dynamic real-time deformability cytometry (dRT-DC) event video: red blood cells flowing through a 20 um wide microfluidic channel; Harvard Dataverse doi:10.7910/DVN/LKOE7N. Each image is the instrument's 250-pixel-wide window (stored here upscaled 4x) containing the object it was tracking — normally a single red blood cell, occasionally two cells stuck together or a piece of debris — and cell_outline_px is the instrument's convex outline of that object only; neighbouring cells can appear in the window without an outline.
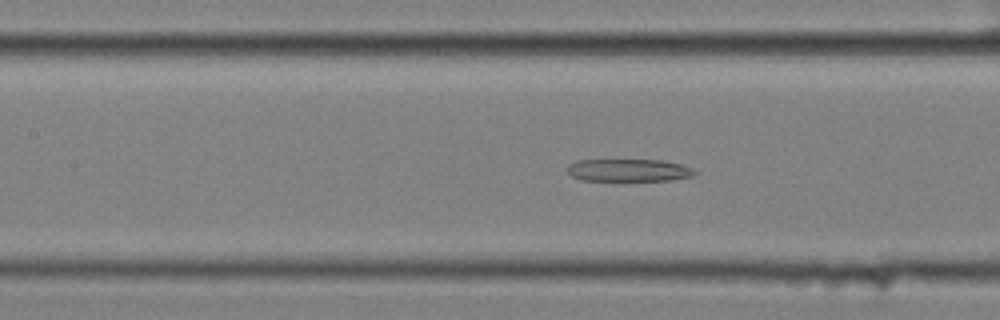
{"species": "common noctule bat (a hibernating species)", "species_latin": "Nyctalus noctula", "temperature_condition": "cold", "stored_images_in_passage": 60, "segment_of_instrument_passage": [2, 2], "camera_frame_rate_fps": 3000, "um_per_image_px": 0.085, "animal": {"sex": "female", "body_mass_g": 25.1}, "frame": {"image": 1, "passage_image": 27, "time_ms": 8.667, "image_size_px": [1000, 320], "cell_outline_px": [[700, 172], [692, 176], [672, 180], [580, 180], [572, 176], [564, 168], [568, 164], [576, 160], [660, 160], [680, 164], [692, 168]], "centroid_in_image_um": [53.41, 14.46], "position_along_channel_um": 154.0, "area_um2": 16.76}}
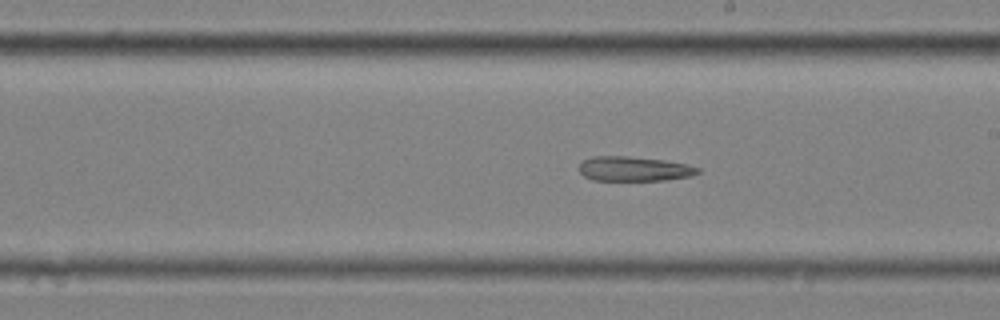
{"frame": {"image": 2, "passage_image": 34, "time_ms": 11.0, "image_size_px": [1000, 320], "cell_outline_px": [[700, 172], [692, 176], [664, 180], [592, 180], [584, 176], [580, 172], [580, 164], [584, 160], [592, 156], [628, 156], [664, 160], [684, 164], [700, 168]], "centroid_in_image_um": [53.89, 14.35], "position_along_channel_um": 235.1, "area_um2": 16.94}}
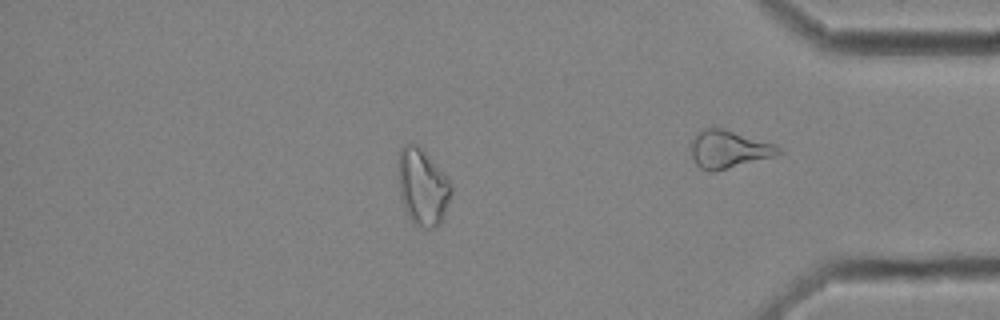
{"frame": {"image": 3, "passage_image": 51, "time_ms": 16.667, "image_size_px": [1000, 320], "cell_outline_px": [[452, 192], [444, 216], [440, 224], [432, 228], [424, 228], [416, 224], [408, 216], [400, 200], [400, 148], [404, 144], [416, 144], [448, 176], [452, 184]], "centroid_in_image_um": [35.96, 15.92], "position_along_channel_um": 399.2, "area_um2": 23.29}}